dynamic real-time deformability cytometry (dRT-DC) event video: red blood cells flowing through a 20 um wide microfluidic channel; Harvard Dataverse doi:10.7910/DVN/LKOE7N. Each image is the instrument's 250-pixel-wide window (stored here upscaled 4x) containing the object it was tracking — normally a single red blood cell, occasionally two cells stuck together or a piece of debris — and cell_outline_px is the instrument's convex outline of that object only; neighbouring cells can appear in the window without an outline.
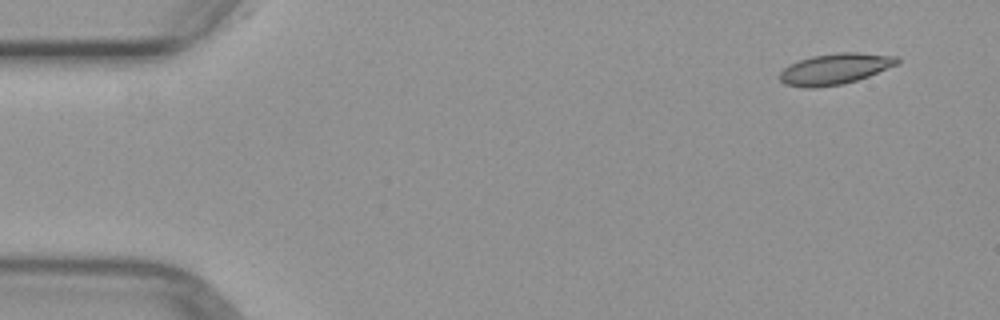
{"species": "common noctule bat (a hibernating species)", "species_latin": "Nyctalus noctula", "temperature_condition": "warm", "stored_images_in_passage": 4, "camera_frame_rate_fps": 3000, "um_per_image_px": 0.085, "animal": {"sex": "female", "body_mass_g": 29.2, "forearm_length_mm": 56.3}, "frame": {"image": 1, "passage_image": 1, "time_ms": 0.0, "image_size_px": [1000, 320], "cell_outline_px": [[900, 64], [868, 76], [844, 84], [816, 88], [808, 88], [784, 84], [780, 80], [780, 72], [784, 68], [800, 60], [812, 56], [840, 52], [856, 52], [900, 56]], "centroid_in_image_um": [71.03, 5.85], "position_along_channel_um": 14.0, "area_um2": 21.27}}
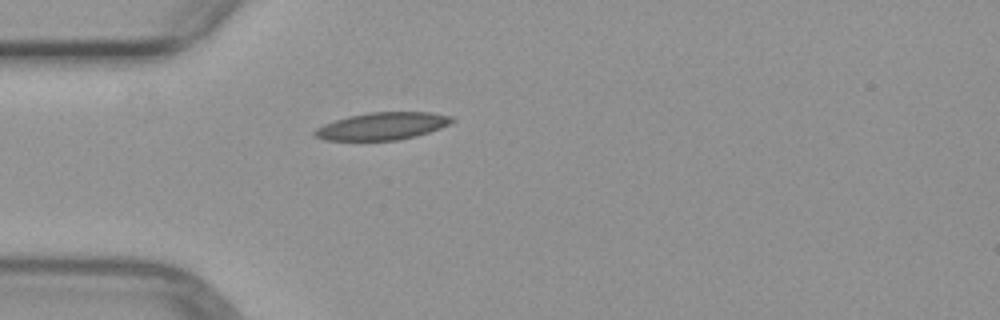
{"frame": {"image": 2, "passage_image": 4, "time_ms": 3.667, "image_size_px": [1000, 320], "cell_outline_px": [[456, 120], [440, 128], [416, 136], [396, 140], [324, 140], [312, 136], [312, 132], [316, 128], [324, 124], [348, 116], [368, 112], [432, 112], [452, 116]], "centroid_in_image_um": [32.48, 10.71], "position_along_channel_um": 52.5, "area_um2": 21.96}}